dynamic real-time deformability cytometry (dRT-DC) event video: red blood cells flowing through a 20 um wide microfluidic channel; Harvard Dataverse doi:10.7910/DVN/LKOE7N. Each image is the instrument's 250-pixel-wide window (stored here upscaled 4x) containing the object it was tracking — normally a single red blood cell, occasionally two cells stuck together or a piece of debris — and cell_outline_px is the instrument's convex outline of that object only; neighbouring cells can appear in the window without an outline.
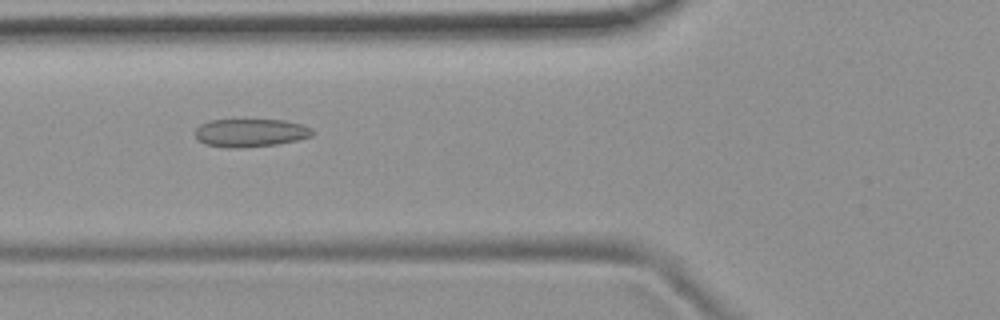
{"species": "common noctule bat (a hibernating species)", "species_latin": "Nyctalus noctula", "temperature_condition": "room temperature", "stored_images_in_passage": 53, "camera_frame_rate_fps": 3000, "um_per_image_px": 0.085, "animal": {"sex": "female", "body_mass_g": 19.9}, "frame": {"image": 1, "passage_image": 20, "time_ms": 6.333, "image_size_px": [1000, 320], "cell_outline_px": [[316, 132], [312, 136], [296, 140], [276, 144], [240, 148], [228, 148], [204, 144], [196, 140], [196, 128], [200, 124], [212, 120], [284, 120], [300, 124], [312, 128]], "centroid_in_image_um": [21.28, 11.29], "position_along_channel_um": 104.5, "area_um2": 19.25}}
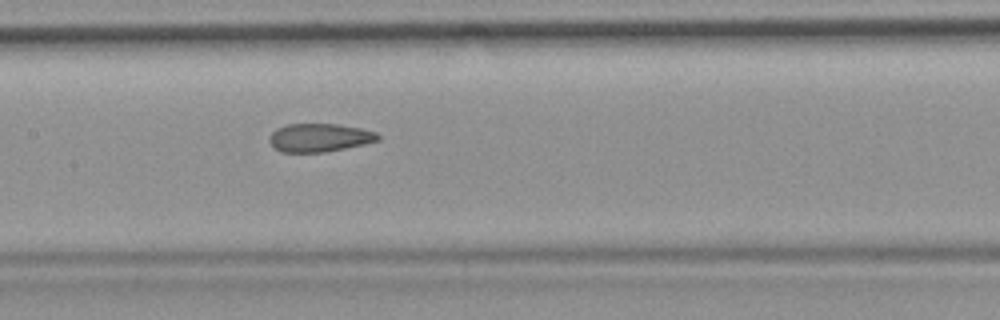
{"frame": {"image": 2, "passage_image": 26, "time_ms": 8.333, "image_size_px": [1000, 320], "cell_outline_px": [[380, 140], [344, 148], [324, 152], [280, 152], [268, 140], [272, 132], [276, 128], [288, 124], [336, 124], [360, 128], [376, 132], [380, 136]], "centroid_in_image_um": [27.14, 11.69], "position_along_channel_um": 180.3, "area_um2": 17.74}}
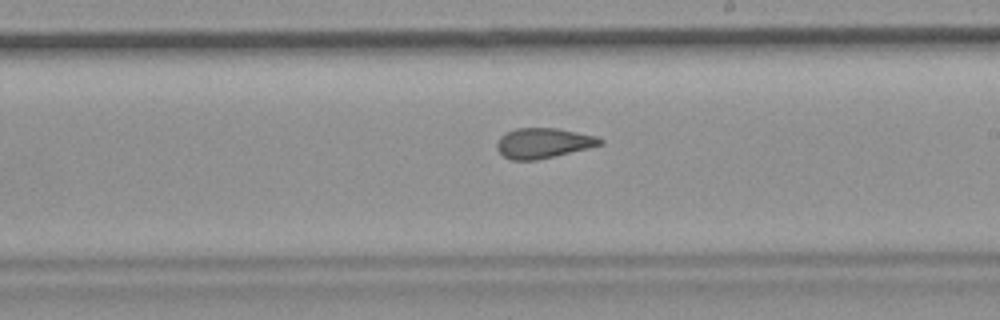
{"frame": {"image": 3, "passage_image": 31, "time_ms": 10.0, "image_size_px": [1000, 320], "cell_outline_px": [[604, 144], [588, 148], [536, 160], [512, 160], [504, 156], [496, 148], [496, 144], [500, 136], [516, 128], [556, 128], [596, 136], [604, 140]], "centroid_in_image_um": [46.18, 12.16], "position_along_channel_um": 242.8, "area_um2": 17.98}, "authors_computed_cell_mechanics": {"area_um2": 19.2474, "velocity_mm_per_s": 3.7796, "shape_relaxation_time_tau1_ms": null, "shape_relaxation_time_tau2_ms": 1.8684, "deformation_change_tau1": null, "deformation_change_tau2": 0.0854}}